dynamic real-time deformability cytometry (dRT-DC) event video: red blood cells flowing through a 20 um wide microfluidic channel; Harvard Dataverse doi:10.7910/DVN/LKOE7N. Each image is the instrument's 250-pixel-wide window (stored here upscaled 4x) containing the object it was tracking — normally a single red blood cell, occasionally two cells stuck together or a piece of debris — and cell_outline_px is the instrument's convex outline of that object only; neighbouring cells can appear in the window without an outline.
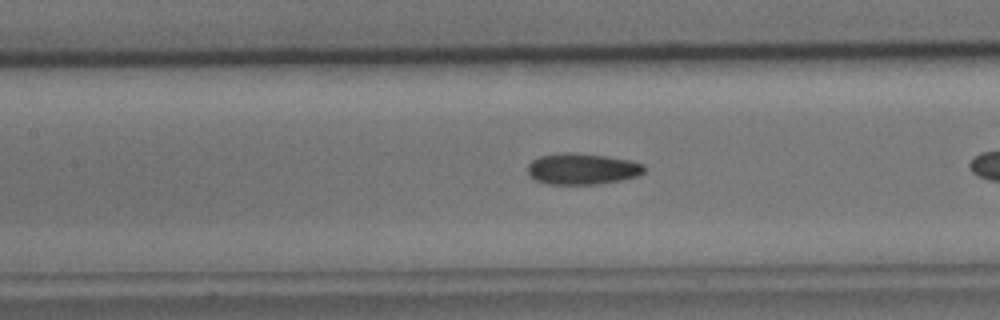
{"species": "common noctule bat (a hibernating species)", "species_latin": "Nyctalus noctula", "temperature_condition": "cold", "stored_images_in_passage": 23, "camera_frame_rate_fps": 3000, "um_per_image_px": 0.085, "animal": {"sex": "male", "body_mass_g": 15.6}, "frame": {"image": 1, "passage_image": 10, "time_ms": 3.0, "image_size_px": [1000, 320], "cell_outline_px": [[644, 172], [636, 176], [620, 180], [600, 184], [548, 184], [536, 180], [528, 176], [528, 164], [532, 160], [540, 156], [564, 152], [572, 152], [604, 156], [628, 160], [644, 164]], "centroid_in_image_um": [49.45, 14.36], "position_along_channel_um": 158.0, "area_um2": 21.1}}
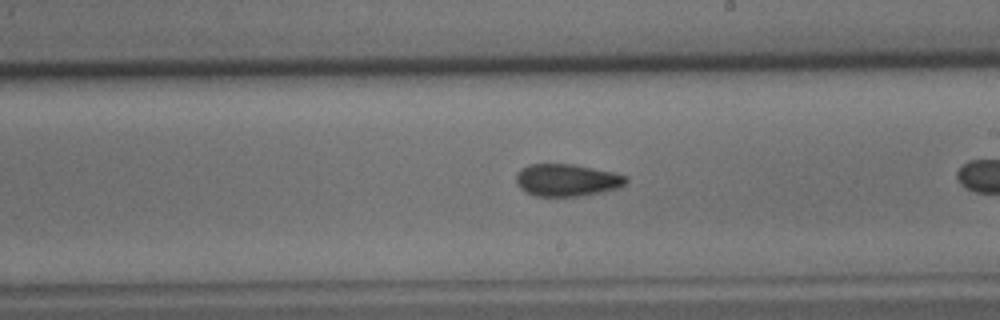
{"frame": {"image": 2, "passage_image": 17, "time_ms": 5.333, "image_size_px": [1000, 320], "cell_outline_px": [[628, 180], [620, 188], [604, 192], [580, 196], [536, 196], [520, 188], [516, 184], [516, 172], [520, 168], [528, 164], [572, 164], [612, 172], [628, 176]], "centroid_in_image_um": [48.18, 15.31], "position_along_channel_um": 240.8, "area_um2": 20.81}}
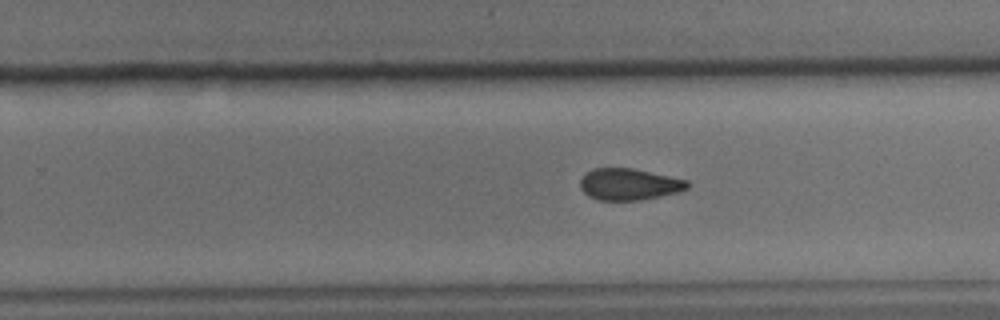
{"frame": {"image": 3, "passage_image": 20, "time_ms": 6.333, "image_size_px": [1000, 320], "cell_outline_px": [[688, 188], [680, 192], [640, 200], [596, 200], [588, 196], [580, 188], [580, 180], [584, 172], [592, 168], [632, 168], [688, 180]], "centroid_in_image_um": [53.43, 15.66], "position_along_channel_um": 276.4, "area_um2": 19.88}}